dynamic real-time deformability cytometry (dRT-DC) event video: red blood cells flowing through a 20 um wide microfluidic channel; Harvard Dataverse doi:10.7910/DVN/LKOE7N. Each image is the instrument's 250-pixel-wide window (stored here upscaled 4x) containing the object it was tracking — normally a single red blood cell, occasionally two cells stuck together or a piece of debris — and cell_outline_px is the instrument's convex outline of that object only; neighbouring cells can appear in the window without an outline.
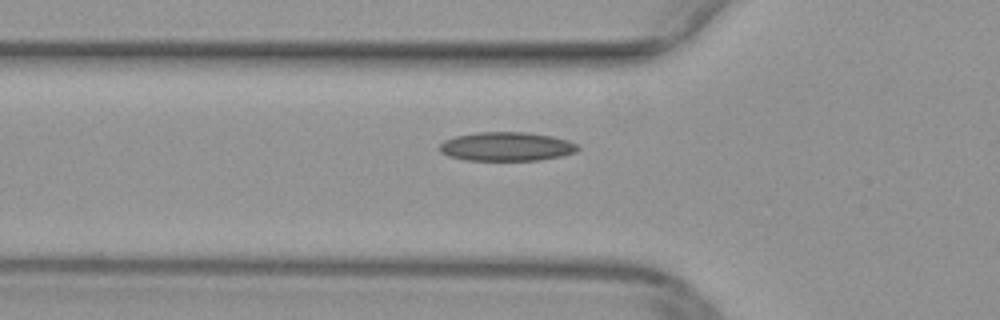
{"species": "common noctule bat (a hibernating species)", "species_latin": "Nyctalus noctula", "temperature_condition": "warm", "stored_images_in_passage": 37, "segment_of_instrument_passage": [1, 2], "camera_frame_rate_fps": 3000, "um_per_image_px": 0.085, "animal": {"sex": "female", "body_mass_g": 29.2, "forearm_length_mm": 56.3}, "frame": {"image": 1, "passage_image": 3, "time_ms": 0.667, "image_size_px": [1000, 320], "cell_outline_px": [[580, 148], [576, 152], [560, 156], [536, 160], [464, 160], [448, 156], [440, 152], [440, 144], [444, 140], [456, 136], [476, 132], [524, 132], [552, 136], [568, 140], [576, 144]], "centroid_in_image_um": [43.04, 12.45], "position_along_channel_um": 82.8, "area_um2": 23.24}}
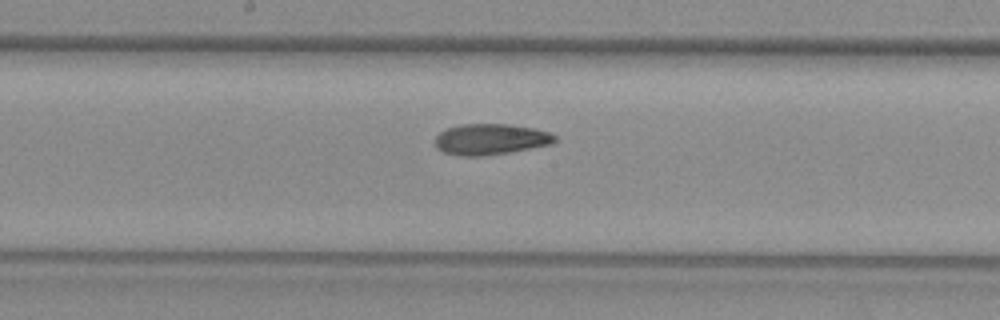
{"frame": {"image": 2, "passage_image": 12, "time_ms": 3.667, "image_size_px": [1000, 320], "cell_outline_px": [[556, 140], [552, 144], [508, 152], [484, 156], [460, 156], [444, 152], [436, 148], [436, 136], [440, 132], [448, 128], [460, 124], [512, 124], [532, 128], [548, 132], [556, 136]], "centroid_in_image_um": [41.69, 11.83], "position_along_channel_um": 206.5, "area_um2": 21.5}}
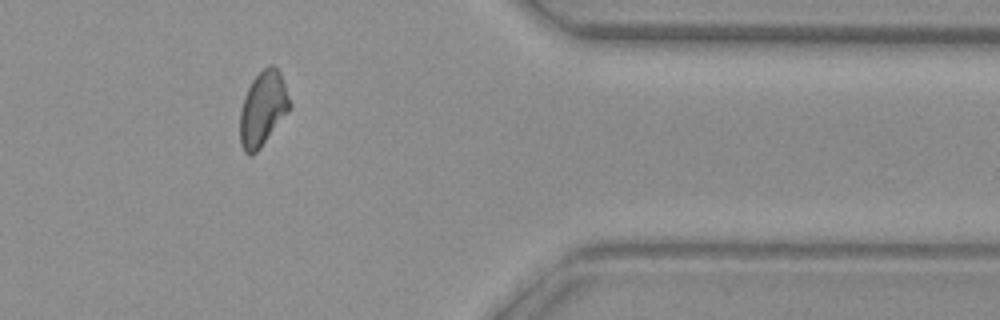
{"frame": {"image": 3, "passage_image": 27, "time_ms": 8.667, "image_size_px": [1000, 320], "cell_outline_px": [[292, 108], [260, 148], [252, 156], [248, 156], [244, 152], [240, 144], [240, 108], [244, 96], [252, 80], [268, 64], [272, 64], [280, 72], [292, 104]], "centroid_in_image_um": [22.35, 9.26], "position_along_channel_um": 389.1, "area_um2": 21.85}}